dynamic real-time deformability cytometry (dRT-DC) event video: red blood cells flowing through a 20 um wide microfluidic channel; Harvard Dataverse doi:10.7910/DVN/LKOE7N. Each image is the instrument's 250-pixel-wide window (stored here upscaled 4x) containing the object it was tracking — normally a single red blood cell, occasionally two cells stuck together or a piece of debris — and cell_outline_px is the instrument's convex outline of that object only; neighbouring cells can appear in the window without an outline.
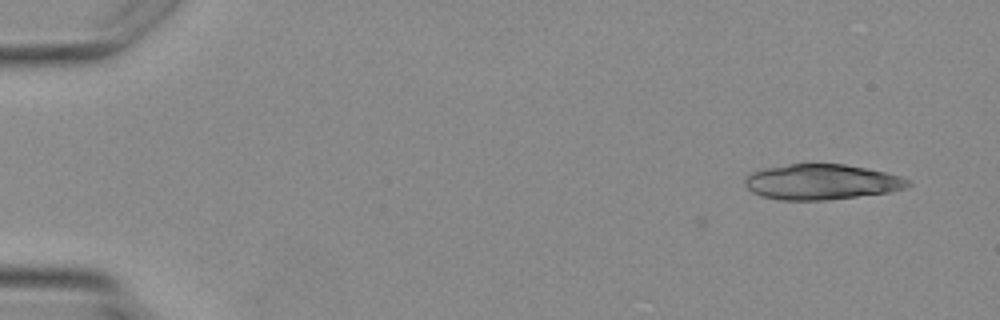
{"species": "Egyptian fruit bat (a non-hibernating species)", "species_latin": "Rousettus aegyptiacus", "temperature_condition": "warm", "stored_images_in_passage": 2, "segment_of_instrument_passage": [2, 2], "camera_frame_rate_fps": 3000, "um_per_image_px": 0.085, "animal": {"sex": "female"}, "frame": {"image": 1, "passage_image": 2, "time_ms": 1.333, "image_size_px": [1000, 320], "cell_outline_px": [[912, 184], [904, 188], [888, 192], [828, 200], [780, 200], [760, 196], [752, 192], [744, 184], [744, 180], [752, 172], [764, 168], [788, 164], [844, 164], [884, 172], [900, 176], [908, 180]], "centroid_in_image_um": [69.79, 15.47], "position_along_channel_um": 15.2, "area_um2": 33.47}}